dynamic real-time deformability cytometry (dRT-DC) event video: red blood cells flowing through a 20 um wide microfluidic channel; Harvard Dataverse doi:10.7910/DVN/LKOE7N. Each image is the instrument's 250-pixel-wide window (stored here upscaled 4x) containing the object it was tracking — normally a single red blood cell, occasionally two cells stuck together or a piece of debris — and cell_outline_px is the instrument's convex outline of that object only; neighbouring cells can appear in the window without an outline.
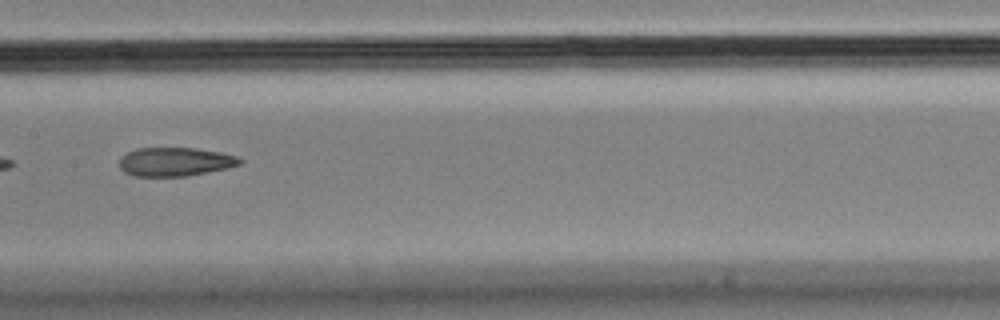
{"species": "Egyptian fruit bat (a non-hibernating species)", "species_latin": "Rousettus aegyptiacus", "temperature_condition": "cold", "stored_images_in_passage": 12, "segment_of_instrument_passage": [2, 2], "camera_frame_rate_fps": 3000, "um_per_image_px": 0.085, "animal": {"sex": "male"}, "frame": {"image": 1, "passage_image": 6, "time_ms": 1.667, "image_size_px": [1000, 320], "cell_outline_px": [[244, 160], [240, 164], [228, 168], [208, 172], [184, 176], [136, 176], [124, 172], [120, 168], [120, 156], [136, 148], [196, 148], [220, 152], [236, 156]], "centroid_in_image_um": [14.89, 13.74], "position_along_channel_um": 192.5, "area_um2": 20.17}}
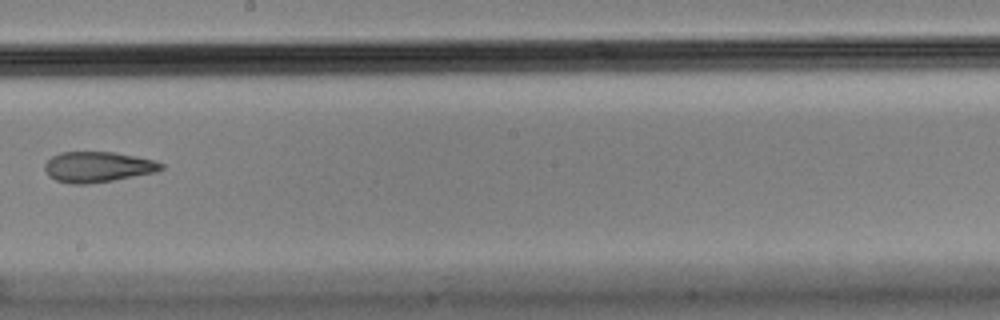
{"frame": {"image": 2, "passage_image": 7, "time_ms": 2.0, "image_size_px": [1000, 320], "cell_outline_px": [[164, 168], [156, 172], [112, 180], [88, 184], [72, 184], [56, 180], [48, 176], [44, 168], [44, 164], [52, 156], [60, 152], [116, 152], [156, 160], [164, 164]], "centroid_in_image_um": [8.32, 14.18], "position_along_channel_um": 239.9, "area_um2": 20.81}}